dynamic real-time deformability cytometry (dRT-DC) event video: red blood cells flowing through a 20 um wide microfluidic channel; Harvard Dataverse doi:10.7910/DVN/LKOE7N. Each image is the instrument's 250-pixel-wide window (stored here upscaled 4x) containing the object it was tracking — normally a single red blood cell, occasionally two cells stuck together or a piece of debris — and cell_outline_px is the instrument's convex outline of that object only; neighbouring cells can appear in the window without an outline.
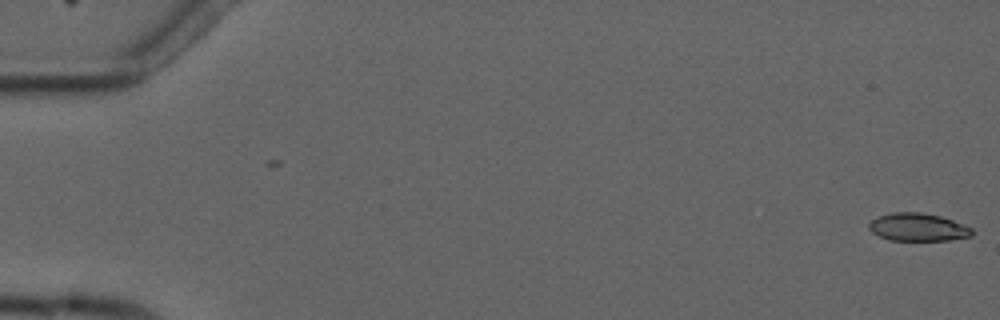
{"species": "common noctule bat (a hibernating species)", "species_latin": "Nyctalus noctula", "temperature_condition": "cold", "stored_images_in_passage": 5, "camera_frame_rate_fps": 3000, "um_per_image_px": 0.085, "animal": {"sex": "male", "forearm_length_mm": 52.5}, "frame": {"image": 1, "passage_image": 1, "time_ms": 0.0, "image_size_px": [1000, 320], "cell_outline_px": [[972, 236], [948, 240], [888, 240], [872, 232], [868, 228], [868, 224], [876, 216], [892, 212], [920, 212], [940, 216], [952, 220], [972, 228]], "centroid_in_image_um": [77.99, 19.3], "position_along_channel_um": 7.0, "area_um2": 16.7}}
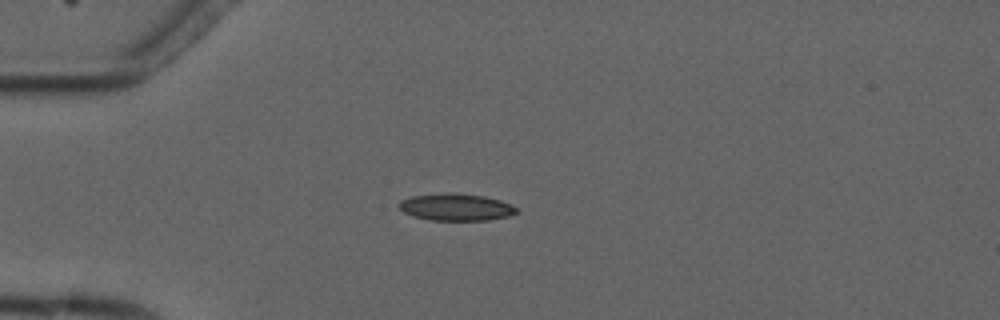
{"frame": {"image": 2, "passage_image": 5, "time_ms": 4.667, "image_size_px": [1000, 320], "cell_outline_px": [[520, 212], [508, 216], [488, 220], [428, 220], [412, 216], [404, 212], [400, 208], [400, 200], [412, 196], [448, 192], [452, 192], [484, 196], [500, 200], [512, 204], [520, 208]], "centroid_in_image_um": [38.81, 17.6], "position_along_channel_um": 46.2, "area_um2": 18.73}}